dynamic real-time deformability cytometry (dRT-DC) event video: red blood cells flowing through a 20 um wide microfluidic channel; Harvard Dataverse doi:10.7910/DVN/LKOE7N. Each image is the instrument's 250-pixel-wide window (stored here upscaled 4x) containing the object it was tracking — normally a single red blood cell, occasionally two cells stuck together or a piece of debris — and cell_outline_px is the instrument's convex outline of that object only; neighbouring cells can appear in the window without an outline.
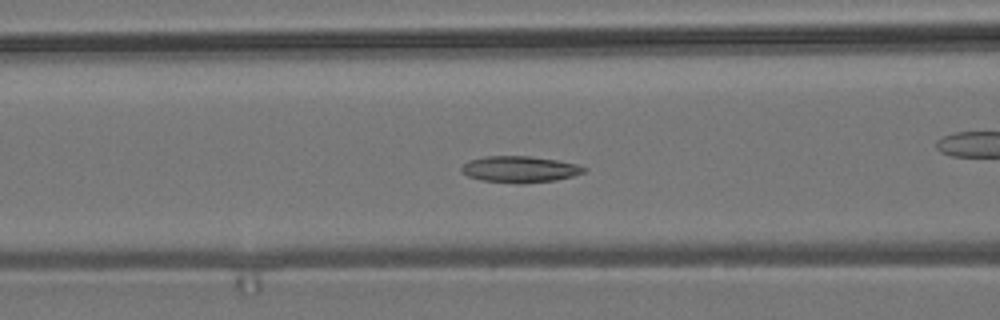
{"species": "common noctule bat (a hibernating species)", "species_latin": "Nyctalus noctula", "temperature_condition": "room temperature", "stored_images_in_passage": 56, "camera_frame_rate_fps": 3000, "um_per_image_px": 0.085, "animal": {"sex": "male", "body_mass_g": 19.2, "forearm_length_mm": 51.8}, "frame": {"image": 1, "passage_image": 22, "time_ms": 7.0, "image_size_px": [1000, 320], "cell_outline_px": [[588, 168], [584, 172], [572, 176], [556, 180], [524, 184], [480, 180], [468, 176], [460, 172], [460, 168], [468, 160], [484, 156], [528, 156], [556, 160], [580, 164]], "centroid_in_image_um": [44.17, 14.39], "position_along_channel_um": 122.4, "area_um2": 19.02}}
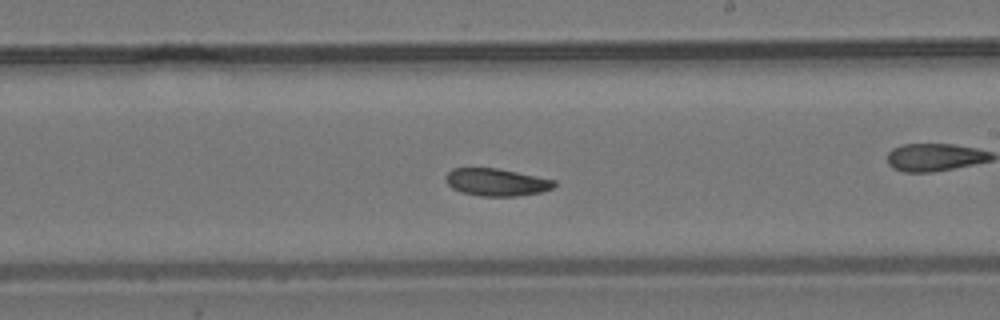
{"frame": {"image": 2, "passage_image": 32, "time_ms": 10.333, "image_size_px": [1000, 320], "cell_outline_px": [[556, 184], [552, 188], [540, 192], [516, 196], [480, 196], [460, 192], [452, 188], [444, 180], [444, 176], [452, 168], [496, 168], [556, 180]], "centroid_in_image_um": [42.15, 15.49], "position_along_channel_um": 246.8, "area_um2": 17.34}}
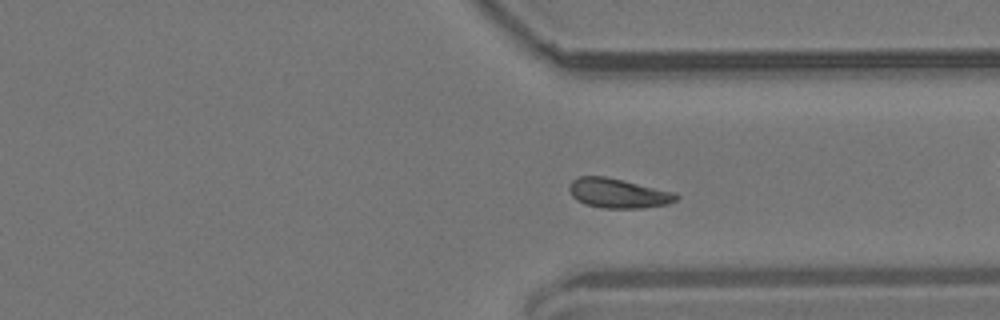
{"frame": {"image": 3, "passage_image": 41, "time_ms": 13.333, "image_size_px": [1000, 320], "cell_outline_px": [[680, 196], [676, 200], [668, 204], [644, 208], [604, 208], [584, 204], [576, 200], [572, 196], [568, 188], [568, 184], [572, 180], [580, 176], [604, 176], [676, 192]], "centroid_in_image_um": [52.54, 16.43], "position_along_channel_um": 358.9, "area_um2": 18.55}}